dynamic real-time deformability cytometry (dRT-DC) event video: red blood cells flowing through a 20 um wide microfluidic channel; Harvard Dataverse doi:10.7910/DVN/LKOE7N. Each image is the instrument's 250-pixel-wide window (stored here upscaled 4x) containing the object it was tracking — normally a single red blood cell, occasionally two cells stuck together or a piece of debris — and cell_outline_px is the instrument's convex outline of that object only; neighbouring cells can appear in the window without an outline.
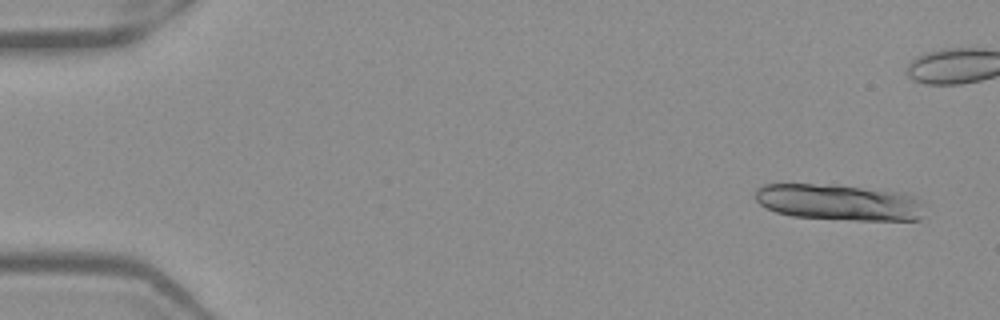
{"species": "Egyptian fruit bat (a non-hibernating species)", "species_latin": "Rousettus aegyptiacus", "temperature_condition": "warm", "stored_images_in_passage": 16, "camera_frame_rate_fps": 3000, "um_per_image_px": 0.085, "frame": {"image": 1, "passage_image": 3, "time_ms": 0.667, "image_size_px": [1000, 320], "cell_outline_px": [[928, 204], [924, 216], [920, 220], [852, 220], [792, 216], [776, 212], [764, 208], [756, 200], [756, 188], [764, 184], [836, 184], [904, 192]], "centroid_in_image_um": [71.4, 17.19], "position_along_channel_um": 13.6, "area_um2": 36.53}}